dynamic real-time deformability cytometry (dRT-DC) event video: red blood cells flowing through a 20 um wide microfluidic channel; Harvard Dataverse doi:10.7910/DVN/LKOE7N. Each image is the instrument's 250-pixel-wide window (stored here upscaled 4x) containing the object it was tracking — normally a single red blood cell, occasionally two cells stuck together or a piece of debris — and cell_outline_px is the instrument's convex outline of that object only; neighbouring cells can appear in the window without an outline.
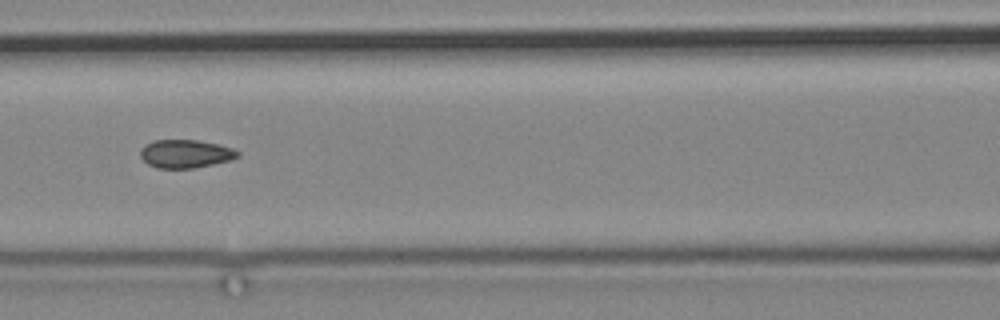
{"species": "common noctule bat (a hibernating species)", "species_latin": "Nyctalus noctula", "temperature_condition": "cold", "stored_images_in_passage": 12, "segment_of_instrument_passage": [1, 2], "camera_frame_rate_fps": 3000, "um_per_image_px": 0.085, "animal": {"sex": "male", "body_mass_g": 19.2, "forearm_length_mm": 51.8}, "frame": {"image": 1, "passage_image": 3, "time_ms": 2.333, "image_size_px": [1000, 320], "cell_outline_px": [[240, 156], [228, 160], [212, 164], [192, 168], [160, 168], [148, 164], [140, 156], [140, 148], [144, 144], [152, 140], [196, 140], [220, 144], [232, 148], [240, 152]], "centroid_in_image_um": [15.75, 13.05], "position_along_channel_um": 150.9, "area_um2": 16.01}}
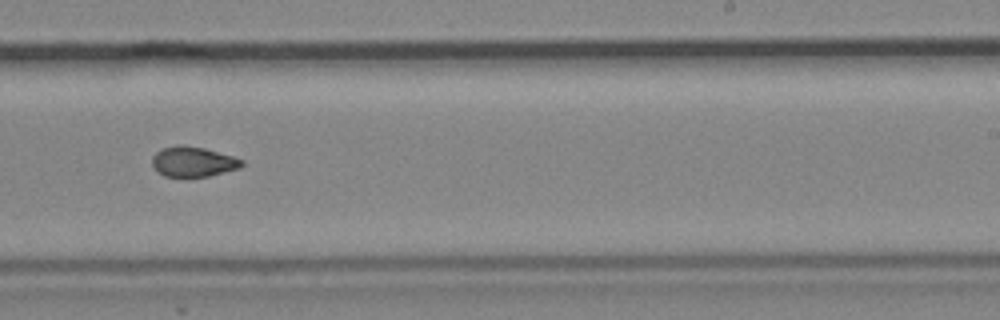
{"frame": {"image": 2, "passage_image": 6, "time_ms": 6.0, "image_size_px": [1000, 320], "cell_outline_px": [[244, 164], [240, 168], [208, 176], [164, 176], [156, 172], [152, 168], [152, 156], [156, 152], [164, 148], [176, 144], [180, 144], [204, 148], [232, 156], [244, 160]], "centroid_in_image_um": [16.39, 13.74], "position_along_channel_um": 272.6, "area_um2": 15.78}}
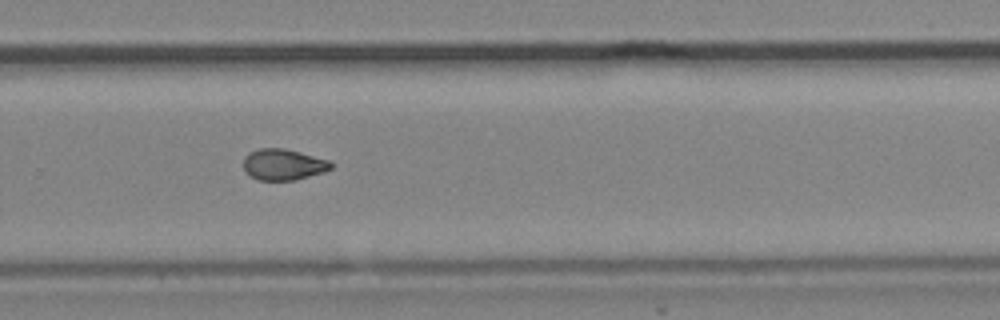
{"frame": {"image": 3, "passage_image": 7, "time_ms": 7.0, "image_size_px": [1000, 320], "cell_outline_px": [[332, 168], [324, 172], [292, 180], [260, 180], [244, 172], [244, 156], [248, 152], [260, 148], [284, 148], [300, 152], [328, 160], [332, 164]], "centroid_in_image_um": [24.05, 13.97], "position_along_channel_um": 305.7, "area_um2": 15.78}}